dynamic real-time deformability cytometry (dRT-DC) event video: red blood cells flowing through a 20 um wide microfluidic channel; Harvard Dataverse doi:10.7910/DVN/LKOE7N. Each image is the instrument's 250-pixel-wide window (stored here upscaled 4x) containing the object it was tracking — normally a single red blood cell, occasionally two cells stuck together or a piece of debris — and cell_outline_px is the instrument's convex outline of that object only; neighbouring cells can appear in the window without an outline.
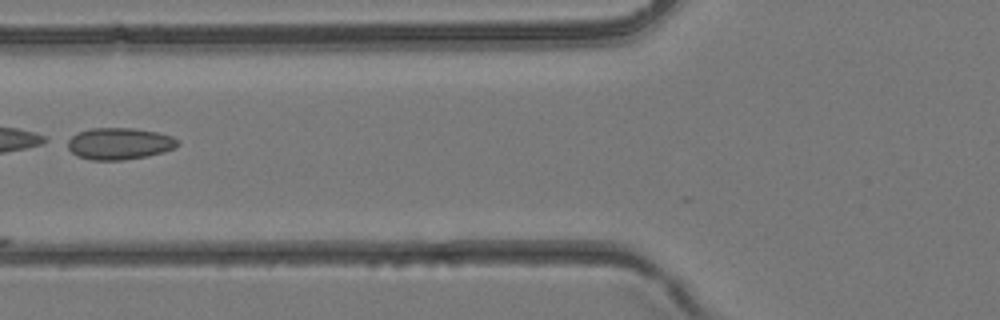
{"species": "common noctule bat (a hibernating species)", "species_latin": "Nyctalus noctula", "temperature_condition": "room temperature", "stored_images_in_passage": 4, "camera_frame_rate_fps": 3000, "um_per_image_px": 0.085, "animal": {"sex": "female", "body_mass_g": 24.6, "forearm_length_mm": 56.2}, "frame": {"image": 1, "passage_image": 3, "time_ms": 0.667, "image_size_px": [1000, 320], "cell_outline_px": [[180, 144], [164, 152], [148, 156], [120, 160], [92, 160], [76, 156], [68, 148], [64, 140], [80, 132], [92, 128], [132, 128], [156, 132], [172, 136]], "centroid_in_image_um": [10.1, 12.21], "position_along_channel_um": 115.7, "area_um2": 20.35}}